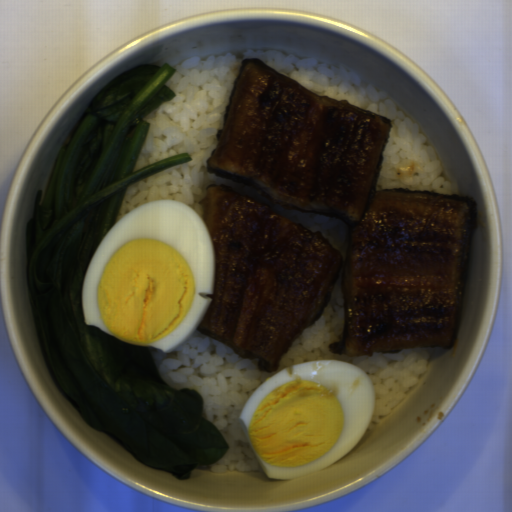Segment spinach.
Listing matches in <instances>:
<instances>
[{
  "label": "spinach",
  "mask_w": 512,
  "mask_h": 512,
  "mask_svg": "<svg viewBox=\"0 0 512 512\" xmlns=\"http://www.w3.org/2000/svg\"><path fill=\"white\" fill-rule=\"evenodd\" d=\"M170 64L140 63L99 90L63 143L26 223L27 272L40 346L50 374L84 422L140 462L189 479L228 451L204 402L161 377L149 346L88 325L82 308L87 266L114 226L128 189L188 153L134 171L149 129L143 119L171 100ZM42 197V198H41Z\"/></svg>",
  "instance_id": "spinach-1"
}]
</instances>
